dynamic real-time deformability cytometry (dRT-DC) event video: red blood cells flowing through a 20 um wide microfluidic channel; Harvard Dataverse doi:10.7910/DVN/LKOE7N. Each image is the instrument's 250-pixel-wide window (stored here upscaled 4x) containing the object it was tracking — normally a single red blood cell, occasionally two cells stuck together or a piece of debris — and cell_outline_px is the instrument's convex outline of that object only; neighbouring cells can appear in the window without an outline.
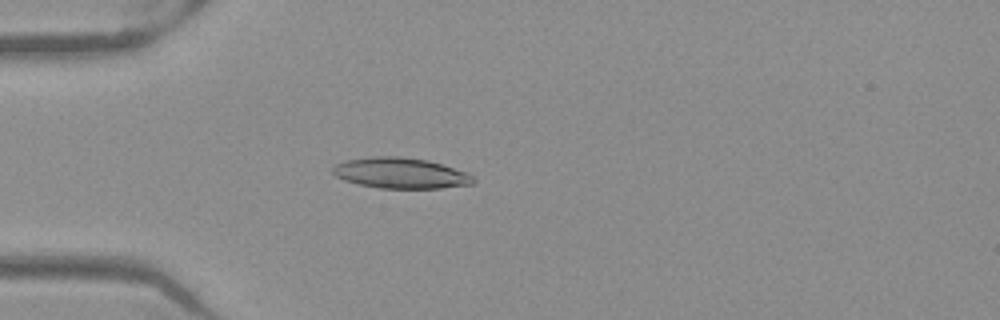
{"species": "Egyptian fruit bat (a non-hibernating species)", "species_latin": "Rousettus aegyptiacus", "temperature_condition": "warm", "stored_images_in_passage": 46, "camera_frame_rate_fps": 3000, "um_per_image_px": 0.085, "frame": {"image": 1, "passage_image": 9, "time_ms": 2.667, "image_size_px": [1000, 320], "cell_outline_px": [[476, 180], [472, 184], [440, 188], [380, 188], [360, 184], [344, 180], [336, 176], [332, 172], [332, 168], [336, 164], [344, 160], [376, 156], [400, 156], [428, 160], [464, 172], [472, 176]], "centroid_in_image_um": [34.01, 14.71], "position_along_channel_um": 51.0, "area_um2": 24.91}}
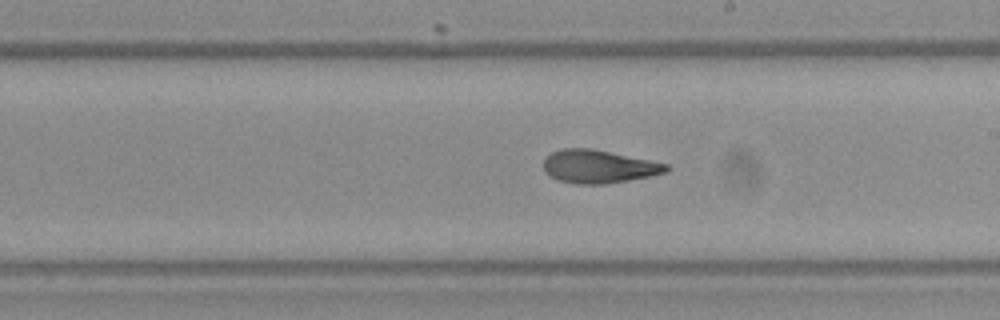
{"frame": {"image": 2, "passage_image": 24, "time_ms": 7.667, "image_size_px": [1000, 320], "cell_outline_px": [[672, 168], [668, 172], [628, 180], [604, 184], [576, 184], [560, 180], [552, 176], [544, 168], [544, 160], [552, 152], [560, 148], [592, 148], [668, 164]], "centroid_in_image_um": [50.92, 14.14], "position_along_channel_um": 238.1, "area_um2": 23.47}}
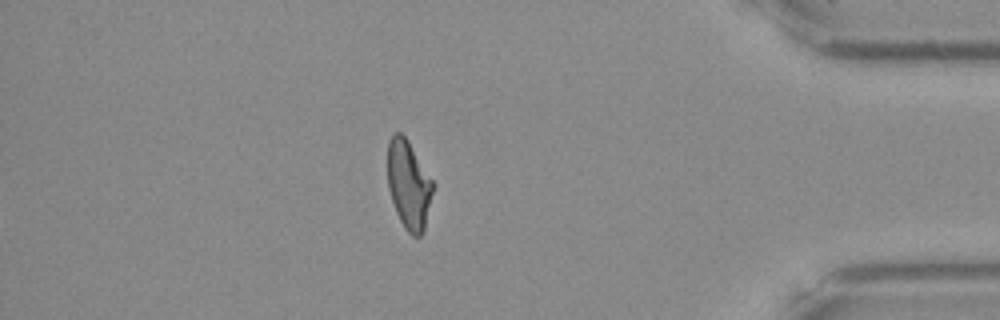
{"frame": {"image": 3, "passage_image": 39, "time_ms": 12.667, "image_size_px": [1000, 320], "cell_outline_px": [[436, 184], [424, 228], [420, 236], [412, 236], [404, 228], [396, 212], [388, 188], [388, 140], [392, 132], [400, 132], [408, 140]], "centroid_in_image_um": [34.76, 15.67], "position_along_channel_um": 400.4, "area_um2": 23.7}, "authors_computed_cell_mechanics": {"area_um2": 23.9003, "velocity_mm_per_s": 3.9786, "shape_relaxation_time_tau1_ms": 6.5769, "shape_relaxation_time_tau2_ms": 2.141, "deformation_change_tau1": 0.2049, "deformation_change_tau2": 0.0958}}